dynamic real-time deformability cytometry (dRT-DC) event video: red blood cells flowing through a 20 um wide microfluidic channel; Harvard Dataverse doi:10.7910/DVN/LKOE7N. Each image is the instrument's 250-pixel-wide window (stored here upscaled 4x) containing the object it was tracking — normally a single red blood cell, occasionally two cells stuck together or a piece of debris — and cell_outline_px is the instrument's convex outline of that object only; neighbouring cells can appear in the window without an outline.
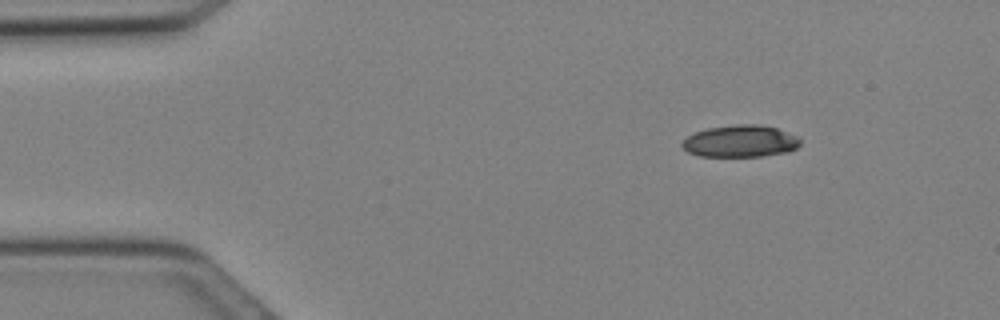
{"species": "Egyptian fruit bat (a non-hibernating species)", "species_latin": "Rousettus aegyptiacus", "temperature_condition": "cold", "stored_images_in_passage": 9, "camera_frame_rate_fps": 3000, "um_per_image_px": 0.085, "animal": {"sex": "female"}, "frame": {"image": 1, "passage_image": 2, "time_ms": 0.333, "image_size_px": [1000, 320], "cell_outline_px": [[800, 144], [796, 148], [788, 152], [760, 156], [700, 156], [688, 152], [680, 144], [688, 136], [696, 132], [708, 128], [736, 124], [756, 124], [776, 128], [800, 136]], "centroid_in_image_um": [62.96, 12.0], "position_along_channel_um": 22.0, "area_um2": 21.96}}
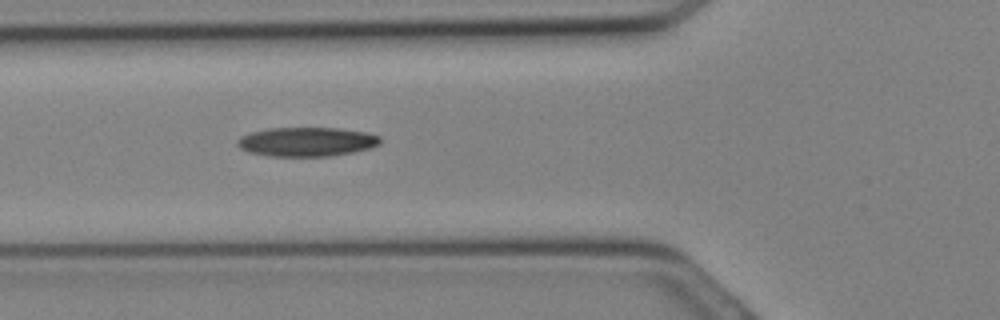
{"frame": {"image": 2, "passage_image": 9, "time_ms": 2.667, "image_size_px": [1000, 320], "cell_outline_px": [[380, 144], [372, 148], [332, 156], [268, 156], [248, 152], [240, 148], [236, 144], [236, 140], [240, 136], [252, 132], [268, 128], [340, 128], [368, 132], [380, 136]], "centroid_in_image_um": [26.07, 12.05], "position_along_channel_um": 99.7, "area_um2": 24.51}}